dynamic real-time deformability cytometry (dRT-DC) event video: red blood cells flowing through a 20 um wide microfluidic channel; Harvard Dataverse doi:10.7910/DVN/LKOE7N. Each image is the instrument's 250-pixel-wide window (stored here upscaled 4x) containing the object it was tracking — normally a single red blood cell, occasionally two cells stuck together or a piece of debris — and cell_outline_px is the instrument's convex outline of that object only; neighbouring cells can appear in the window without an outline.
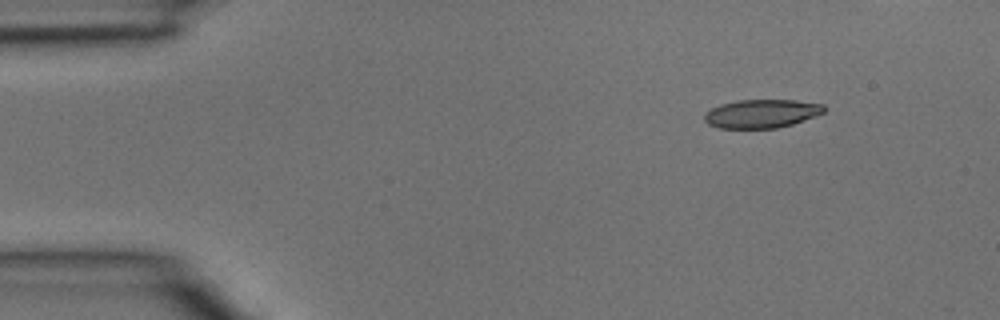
{"species": "common noctule bat (a hibernating species)", "species_latin": "Nyctalus noctula", "temperature_condition": "room temperature", "stored_images_in_passage": 4, "camera_frame_rate_fps": 3000, "um_per_image_px": 0.085, "animal": {"sex": "male", "body_mass_g": 15.6}, "frame": {"image": 1, "passage_image": 1, "time_ms": 0.0, "image_size_px": [1000, 320], "cell_outline_px": [[828, 108], [824, 112], [816, 116], [792, 124], [776, 128], [716, 128], [708, 124], [704, 120], [704, 112], [720, 104], [736, 100], [796, 100], [824, 104]], "centroid_in_image_um": [64.74, 9.65], "position_along_channel_um": 20.3, "area_um2": 20.11}}